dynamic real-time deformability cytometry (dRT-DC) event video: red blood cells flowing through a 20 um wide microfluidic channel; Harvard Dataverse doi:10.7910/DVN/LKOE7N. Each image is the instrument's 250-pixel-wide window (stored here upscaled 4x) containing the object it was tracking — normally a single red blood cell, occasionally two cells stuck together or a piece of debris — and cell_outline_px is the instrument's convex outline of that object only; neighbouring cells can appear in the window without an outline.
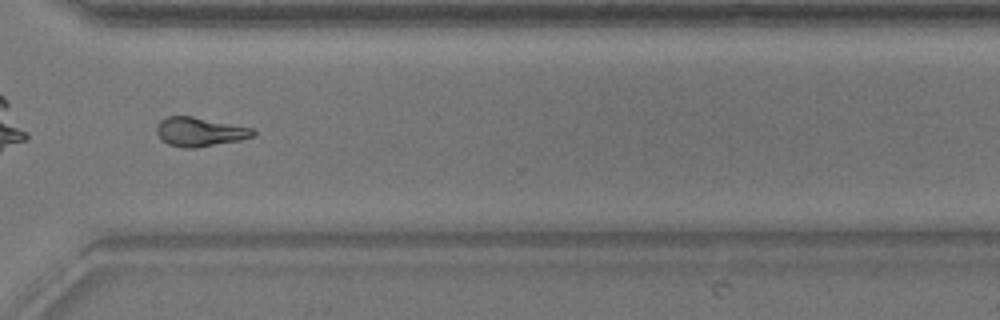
{"species": "common noctule bat (a hibernating species)", "species_latin": "Nyctalus noctula", "temperature_condition": "warm", "stored_images_in_passage": 33, "camera_frame_rate_fps": 3000, "um_per_image_px": 0.085, "animal": {"sex": "male", "body_mass_g": 17.9}, "frame": {"image": 1, "passage_image": 24, "time_ms": 7.667, "image_size_px": [1000, 320], "cell_outline_px": [[256, 136], [240, 140], [196, 148], [184, 148], [168, 144], [156, 132], [156, 124], [164, 116], [192, 116], [252, 128], [256, 132]], "centroid_in_image_um": [16.97, 11.2], "position_along_channel_um": 353.6, "area_um2": 16.36}, "authors_computed_cell_mechanics": {"area_um2": 15.8372, "velocity_mm_per_s": 3.8704, "shape_relaxation_time_tau1_ms": 6.38, "shape_relaxation_time_tau2_ms": 4.1815, "deformation_change_tau1": 0.2246, "deformation_change_tau2": 0.1678}}